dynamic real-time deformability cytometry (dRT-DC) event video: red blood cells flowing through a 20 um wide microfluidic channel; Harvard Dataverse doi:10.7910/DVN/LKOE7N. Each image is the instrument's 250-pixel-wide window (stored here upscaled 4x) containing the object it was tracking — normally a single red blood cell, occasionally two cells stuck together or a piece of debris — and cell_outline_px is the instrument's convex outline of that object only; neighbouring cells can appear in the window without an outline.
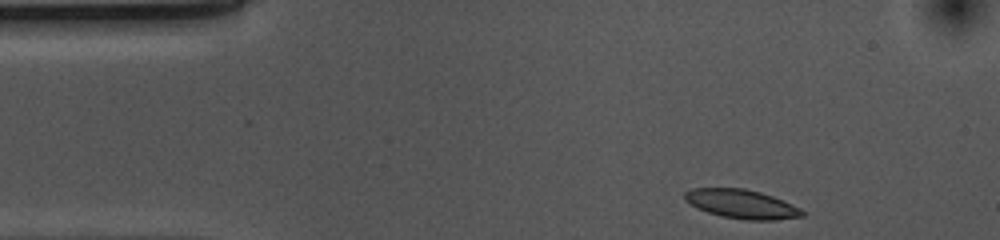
{"species": "common noctule bat (a hibernating species)", "species_latin": "Nyctalus noctula", "temperature_condition": "cold", "stored_images_in_passage": 37, "camera_frame_rate_fps": 3000, "um_per_image_px": 0.085, "animal": {"sex": "female", "body_mass_g": 10.0, "forearm_length_mm": 53.1}, "frame": {"image": 1, "passage_image": 1, "time_ms": 0.0, "image_size_px": [1000, 240], "cell_outline_px": [[808, 212], [804, 216], [776, 220], [748, 220], [720, 216], [696, 208], [684, 200], [684, 192], [692, 188], [744, 188], [760, 192], [772, 196], [792, 204]], "centroid_in_image_um": [63.05, 17.34], "position_along_channel_um": 22.0, "area_um2": 20.0}}
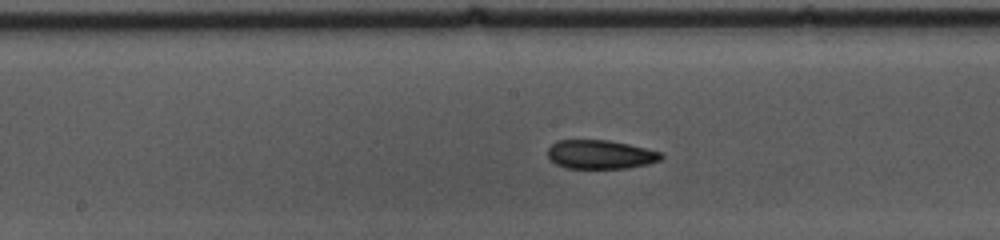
{"frame": {"image": 2, "passage_image": 20, "time_ms": 6.333, "image_size_px": [1000, 240], "cell_outline_px": [[664, 156], [660, 160], [648, 164], [628, 168], [564, 168], [556, 164], [548, 156], [548, 148], [556, 140], [608, 140], [628, 144], [664, 152]], "centroid_in_image_um": [51.06, 13.13], "position_along_channel_um": 197.1, "area_um2": 19.19}}
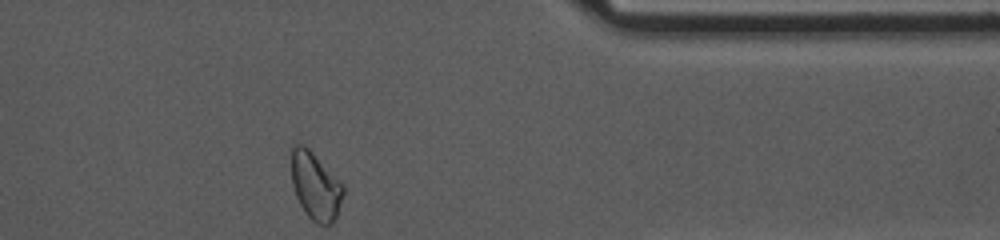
{"frame": {"image": 3, "passage_image": 37, "time_ms": 12.0, "image_size_px": [1000, 240], "cell_outline_px": [[344, 196], [336, 216], [332, 224], [316, 224], [308, 216], [300, 204], [296, 196], [292, 184], [292, 144], [304, 144], [344, 184]], "centroid_in_image_um": [26.83, 15.81], "position_along_channel_um": 384.6, "area_um2": 20.4}, "authors_computed_cell_mechanics": {"area_um2": 19.7676, "velocity_mm_per_s": 3.6786, "shape_relaxation_time_tau1_ms": 9.9335, "shape_relaxation_time_tau2_ms": 7.24, "deformation_change_tau1": 0.1623, "deformation_change_tau2": 0.136}}